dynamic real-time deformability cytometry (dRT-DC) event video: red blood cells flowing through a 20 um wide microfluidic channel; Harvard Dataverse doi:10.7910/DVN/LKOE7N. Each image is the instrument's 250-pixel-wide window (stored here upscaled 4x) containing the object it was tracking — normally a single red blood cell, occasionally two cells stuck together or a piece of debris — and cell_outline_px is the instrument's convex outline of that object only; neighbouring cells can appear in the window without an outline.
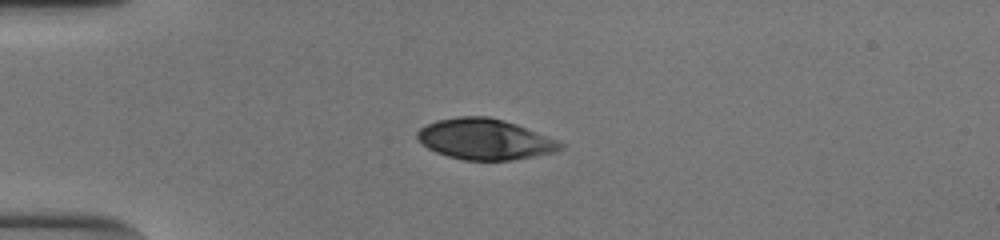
{"species": "human", "species_latin": "Homo sapiens", "temperature_condition": "cold", "stored_images_in_passage": 40, "camera_frame_rate_fps": 3000, "um_per_image_px": 0.085, "donor": {"sex": "male"}, "frame": {"image": 1, "passage_image": 1, "time_ms": 0.0, "image_size_px": [1000, 240], "cell_outline_px": [[564, 148], [556, 152], [512, 160], [464, 160], [448, 156], [436, 152], [428, 148], [416, 136], [416, 132], [420, 128], [436, 120], [460, 116], [488, 116], [504, 120], [516, 124], [556, 140], [564, 144]], "centroid_in_image_um": [41.21, 11.83], "position_along_channel_um": 43.8, "area_um2": 33.76}}
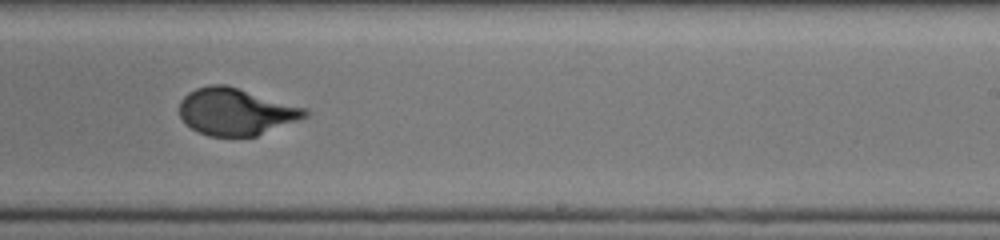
{"frame": {"image": 2, "passage_image": 21, "time_ms": 6.667, "image_size_px": [1000, 240], "cell_outline_px": [[308, 116], [300, 120], [256, 136], [208, 136], [196, 132], [184, 124], [180, 116], [180, 100], [188, 92], [196, 88], [212, 84], [224, 84], [308, 108]], "centroid_in_image_um": [20.04, 9.5], "position_along_channel_um": 269.0, "area_um2": 34.62}}
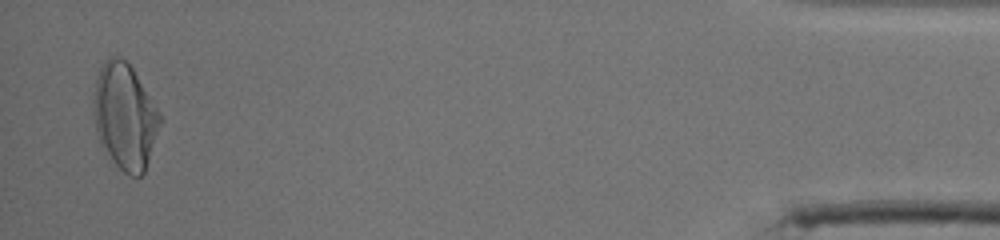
{"frame": {"image": 3, "passage_image": 39, "time_ms": 12.667, "image_size_px": [1000, 240], "cell_outline_px": [[164, 120], [144, 172], [140, 176], [128, 176], [104, 152], [100, 144], [96, 132], [92, 104], [96, 80], [100, 68], [104, 60], [108, 56], [120, 56], [132, 68], [160, 112]], "centroid_in_image_um": [10.62, 9.91], "position_along_channel_um": 424.6, "area_um2": 41.38}, "authors_computed_cell_mechanics": {"area_um2": 35.0557, "velocity_mm_per_s": 3.8534, "shape_relaxation_time_tau1_ms": 4.181, "shape_relaxation_time_tau2_ms": null, "deformation_change_tau1": 0.2004, "deformation_change_tau2": null}}